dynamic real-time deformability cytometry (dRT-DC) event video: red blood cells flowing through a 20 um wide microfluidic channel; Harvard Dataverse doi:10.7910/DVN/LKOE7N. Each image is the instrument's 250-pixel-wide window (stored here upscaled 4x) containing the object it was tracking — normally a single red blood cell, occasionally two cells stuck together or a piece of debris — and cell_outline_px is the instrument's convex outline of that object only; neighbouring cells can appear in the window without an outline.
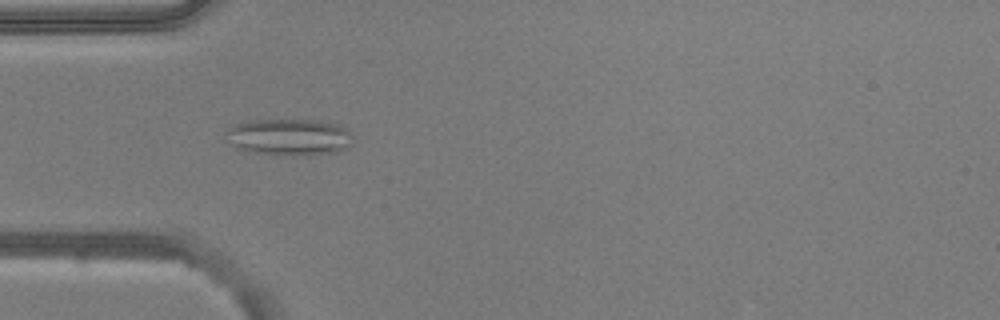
{"species": "common noctule bat (a hibernating species)", "species_latin": "Nyctalus noctula", "temperature_condition": "warm", "stored_images_in_passage": 53, "camera_frame_rate_fps": 3000, "um_per_image_px": 0.085, "animal": {"sex": "male", "body_mass_g": 20.5, "forearm_length_mm": 52.5}, "frame": {"image": 1, "passage_image": 16, "time_ms": 5.0, "image_size_px": [1000, 320], "cell_outline_px": [[352, 144], [336, 152], [312, 156], [276, 156], [248, 152], [236, 148], [228, 132], [228, 128], [236, 124], [252, 120], [328, 120], [340, 124], [348, 128], [352, 136]], "centroid_in_image_um": [24.69, 11.67], "position_along_channel_um": 60.3, "area_um2": 27.69}, "authors_computed_cell_mechanics": {"area_um2": 24.565, "velocity_mm_per_s": 3.7706, "shape_relaxation_time_tau1_ms": null, "shape_relaxation_time_tau2_ms": 2.7889, "deformation_change_tau1": null, "deformation_change_tau2": 0.106}}